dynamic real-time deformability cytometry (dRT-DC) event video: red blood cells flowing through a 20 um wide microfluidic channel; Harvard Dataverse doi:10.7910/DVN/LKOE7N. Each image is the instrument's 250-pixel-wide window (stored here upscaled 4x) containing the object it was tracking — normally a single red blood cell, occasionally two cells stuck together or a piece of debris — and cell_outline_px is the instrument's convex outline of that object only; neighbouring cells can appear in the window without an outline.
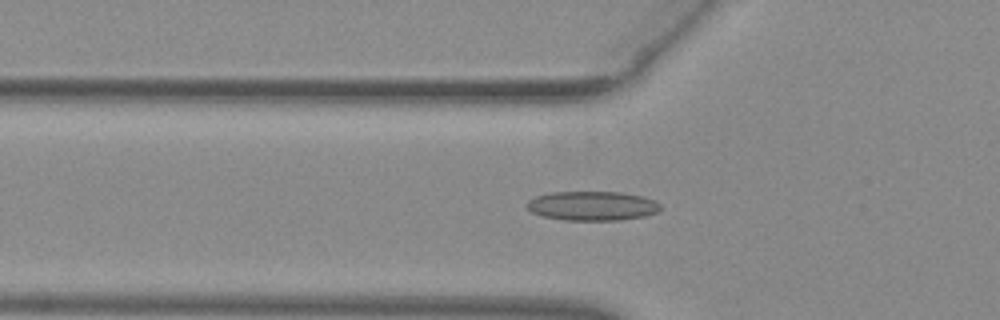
{"species": "common noctule bat (a hibernating species)", "species_latin": "Nyctalus noctula", "temperature_condition": "warm", "stored_images_in_passage": 52, "camera_frame_rate_fps": 3000, "um_per_image_px": 0.085, "animal": {"sex": "female", "body_mass_g": 29.2, "forearm_length_mm": 56.3}, "frame": {"image": 1, "passage_image": 18, "time_ms": 5.667, "image_size_px": [1000, 320], "cell_outline_px": [[660, 208], [656, 212], [644, 216], [620, 220], [564, 220], [544, 216], [532, 212], [524, 204], [528, 200], [536, 196], [552, 192], [620, 192], [644, 196], [656, 200], [660, 204]], "centroid_in_image_um": [50.35, 17.49], "position_along_channel_um": 75.5, "area_um2": 22.83}}
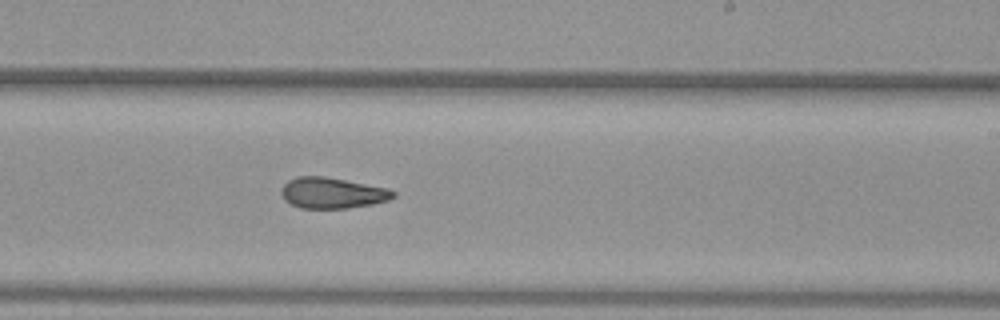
{"frame": {"image": 2, "passage_image": 32, "time_ms": 10.333, "image_size_px": [1000, 320], "cell_outline_px": [[396, 196], [388, 200], [372, 204], [348, 208], [300, 208], [284, 200], [280, 192], [280, 188], [288, 180], [296, 176], [324, 176], [388, 188], [396, 192]], "centroid_in_image_um": [28.22, 16.39], "position_along_channel_um": 260.8, "area_um2": 20.23}}
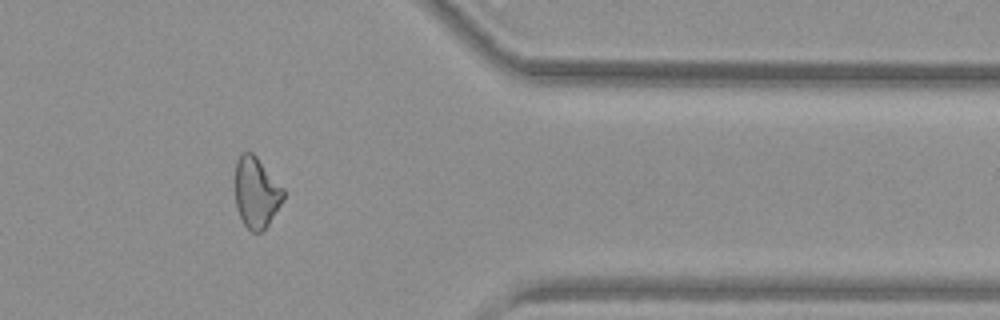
{"frame": {"image": 3, "passage_image": 43, "time_ms": 14.0, "image_size_px": [1000, 320], "cell_outline_px": [[284, 200], [268, 224], [260, 232], [252, 232], [244, 224], [236, 208], [236, 160], [240, 152], [252, 152], [256, 156], [284, 188]], "centroid_in_image_um": [21.79, 16.35], "position_along_channel_um": 389.6, "area_um2": 19.83}, "authors_computed_cell_mechanics": {"area_um2": 20.8947, "velocity_mm_per_s": 3.9589, "shape_relaxation_time_tau1_ms": null, "shape_relaxation_time_tau2_ms": 2.6603, "deformation_change_tau1": null, "deformation_change_tau2": 0.1069}}